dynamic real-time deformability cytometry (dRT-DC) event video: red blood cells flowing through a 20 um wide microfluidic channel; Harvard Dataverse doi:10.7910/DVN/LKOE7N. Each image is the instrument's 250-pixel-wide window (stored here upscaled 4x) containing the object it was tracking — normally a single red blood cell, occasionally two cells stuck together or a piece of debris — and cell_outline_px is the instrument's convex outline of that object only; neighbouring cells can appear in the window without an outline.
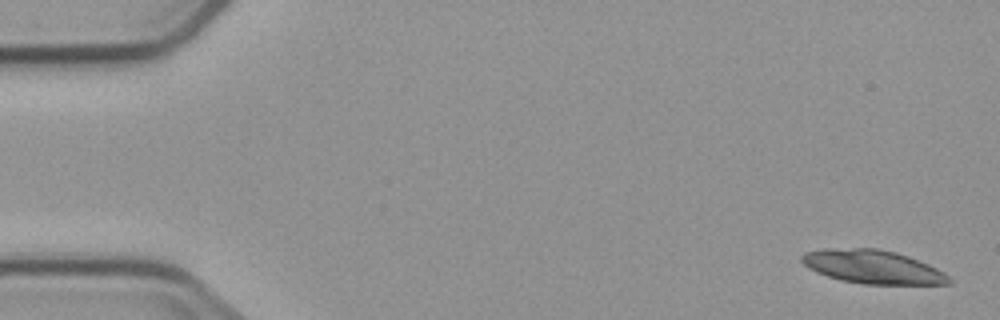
{"species": "common noctule bat (a hibernating species)", "species_latin": "Nyctalus noctula", "temperature_condition": "cold", "stored_images_in_passage": 6, "camera_frame_rate_fps": 3000, "um_per_image_px": 0.085, "animal": {"sex": "male", "body_mass_g": 23.1, "forearm_length_mm": 52.7}, "frame": {"image": 1, "passage_image": 1, "time_ms": 0.0, "image_size_px": [1000, 320], "cell_outline_px": [[952, 284], [864, 284], [840, 280], [816, 272], [808, 268], [800, 260], [800, 256], [804, 252], [824, 248], [880, 248], [896, 252], [908, 256], [928, 264], [944, 272], [952, 280]], "centroid_in_image_um": [74.16, 22.67], "position_along_channel_um": 10.8, "area_um2": 28.96}}